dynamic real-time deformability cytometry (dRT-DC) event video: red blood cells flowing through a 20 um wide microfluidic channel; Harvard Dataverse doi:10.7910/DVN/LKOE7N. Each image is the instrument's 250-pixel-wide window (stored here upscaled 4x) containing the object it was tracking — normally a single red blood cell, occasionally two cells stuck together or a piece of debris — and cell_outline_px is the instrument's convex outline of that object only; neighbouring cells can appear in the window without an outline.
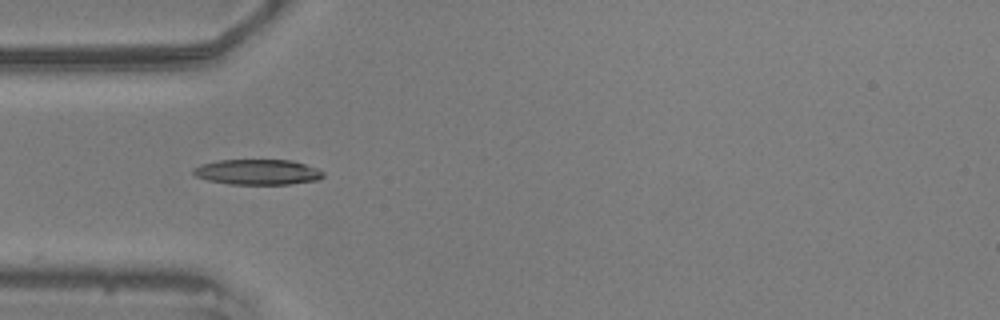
{"species": "common noctule bat (a hibernating species)", "species_latin": "Nyctalus noctula", "temperature_condition": "warm", "stored_images_in_passage": 3, "camera_frame_rate_fps": 3000, "um_per_image_px": 0.085, "animal": {"sex": "male", "body_mass_g": 20.5, "forearm_length_mm": 52.5}, "frame": {"image": 1, "passage_image": 1, "time_ms": 0.0, "image_size_px": [1000, 320], "cell_outline_px": [[324, 176], [320, 180], [288, 184], [228, 184], [208, 180], [196, 176], [192, 172], [192, 168], [200, 164], [220, 160], [292, 160], [316, 168], [324, 172]], "centroid_in_image_um": [21.89, 14.62], "position_along_channel_um": 63.1, "area_um2": 19.25}}